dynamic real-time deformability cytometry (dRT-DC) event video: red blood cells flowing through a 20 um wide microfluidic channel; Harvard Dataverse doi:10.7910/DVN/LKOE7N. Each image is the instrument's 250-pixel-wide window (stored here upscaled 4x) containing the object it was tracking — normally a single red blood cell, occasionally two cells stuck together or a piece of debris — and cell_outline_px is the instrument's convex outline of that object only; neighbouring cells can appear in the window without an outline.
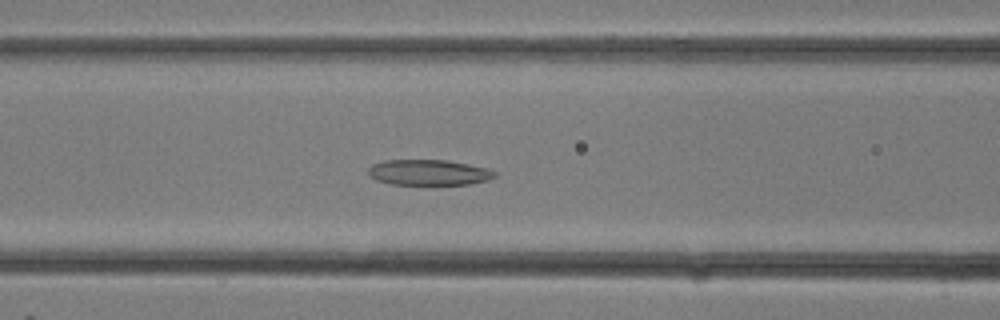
{"species": "common noctule bat (a hibernating species)", "species_latin": "Nyctalus noctula", "temperature_condition": "room temperature", "stored_images_in_passage": 14, "camera_frame_rate_fps": 3000, "um_per_image_px": 0.085, "animal": {"sex": "female"}, "frame": {"image": 1, "passage_image": 12, "time_ms": 3.667, "image_size_px": [1000, 320], "cell_outline_px": [[496, 176], [488, 180], [468, 184], [392, 184], [376, 180], [368, 172], [368, 168], [372, 164], [384, 160], [448, 160], [488, 168], [496, 172]], "centroid_in_image_um": [36.45, 14.65], "position_along_channel_um": 130.1, "area_um2": 18.79}}
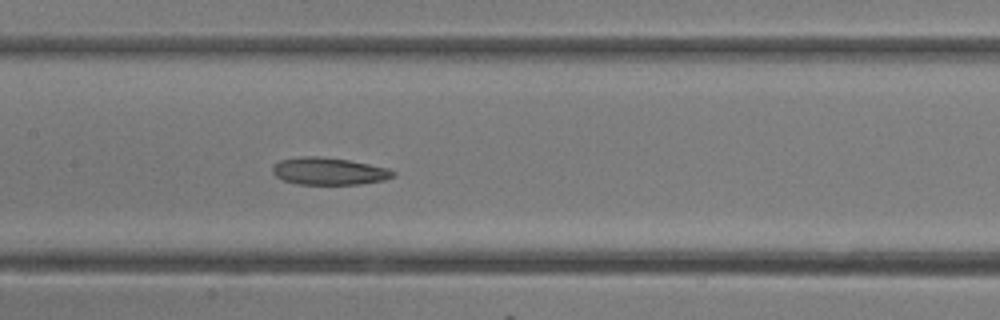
{"frame": {"image": 2, "passage_image": 14, "time_ms": 4.333, "image_size_px": [1000, 320], "cell_outline_px": [[396, 176], [384, 180], [360, 184], [296, 184], [284, 180], [276, 176], [272, 172], [272, 168], [280, 160], [304, 156], [320, 156], [348, 160], [388, 168], [396, 172]], "centroid_in_image_um": [27.98, 14.55], "position_along_channel_um": 179.4, "area_um2": 19.07}}